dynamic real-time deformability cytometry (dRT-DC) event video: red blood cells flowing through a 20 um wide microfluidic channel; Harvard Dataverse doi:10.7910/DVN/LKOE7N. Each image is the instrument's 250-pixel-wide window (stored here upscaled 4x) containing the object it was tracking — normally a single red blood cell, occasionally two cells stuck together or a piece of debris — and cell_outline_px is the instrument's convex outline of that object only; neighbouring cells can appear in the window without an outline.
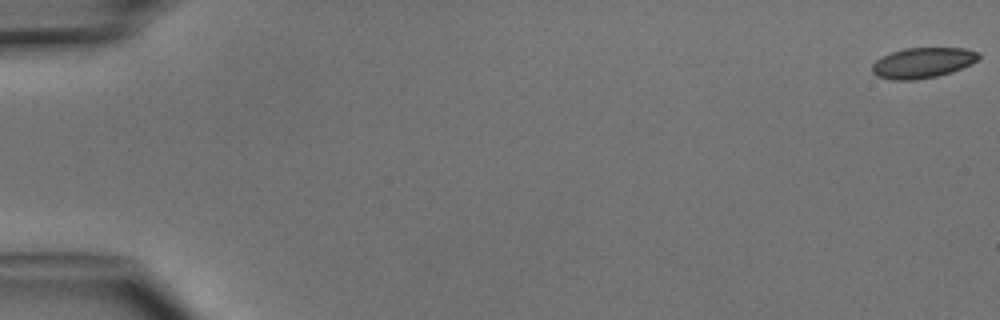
{"species": "common noctule bat (a hibernating species)", "species_latin": "Nyctalus noctula", "temperature_condition": "cold", "stored_images_in_passage": 5, "camera_frame_rate_fps": 3000, "um_per_image_px": 0.085, "animal": {"sex": "male", "body_mass_g": 15.6}, "frame": {"image": 1, "passage_image": 1, "time_ms": 0.0, "image_size_px": [1000, 320], "cell_outline_px": [[980, 56], [976, 60], [952, 72], [936, 76], [916, 80], [892, 80], [876, 76], [872, 72], [872, 64], [880, 56], [904, 48], [964, 48], [980, 52]], "centroid_in_image_um": [78.38, 5.33], "position_along_channel_um": 6.6, "area_um2": 18.9}}
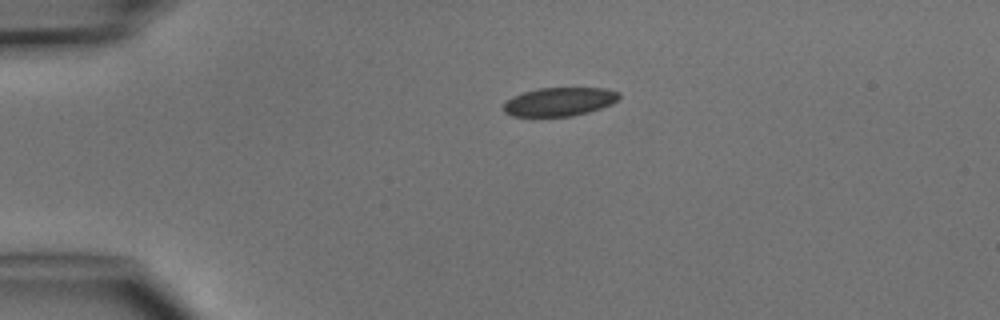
{"frame": {"image": 2, "passage_image": 4, "time_ms": 3.667, "image_size_px": [1000, 320], "cell_outline_px": [[620, 96], [612, 104], [588, 112], [572, 116], [512, 116], [504, 112], [504, 104], [512, 96], [524, 92], [540, 88], [604, 88], [620, 92]], "centroid_in_image_um": [47.56, 8.64], "position_along_channel_um": 37.4, "area_um2": 19.13}}